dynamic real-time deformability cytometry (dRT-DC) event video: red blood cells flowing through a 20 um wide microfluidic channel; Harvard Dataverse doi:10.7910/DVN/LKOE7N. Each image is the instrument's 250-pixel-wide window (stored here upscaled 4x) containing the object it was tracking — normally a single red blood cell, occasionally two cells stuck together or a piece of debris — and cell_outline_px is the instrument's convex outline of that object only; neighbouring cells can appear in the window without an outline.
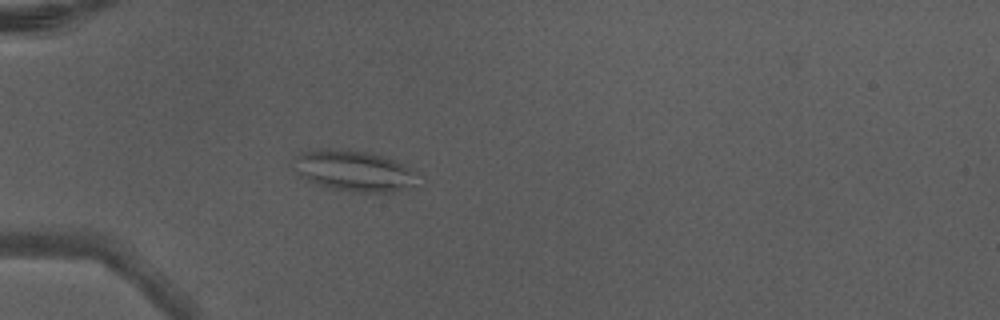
{"species": "Egyptian fruit bat (a non-hibernating species)", "species_latin": "Rousettus aegyptiacus", "temperature_condition": "warm", "stored_images_in_passage": 5, "camera_frame_rate_fps": 3000, "um_per_image_px": 0.085, "animal": {"sex": "male"}, "frame": {"image": 1, "passage_image": 5, "time_ms": 1.333, "image_size_px": [1000, 320], "cell_outline_px": [[424, 184], [396, 192], [352, 192], [324, 188], [300, 176], [296, 156], [300, 152], [328, 148], [332, 148], [364, 152], [384, 156], [396, 160], [412, 168], [420, 176]], "centroid_in_image_um": [30.25, 14.56], "position_along_channel_um": 54.7, "area_um2": 30.06}}